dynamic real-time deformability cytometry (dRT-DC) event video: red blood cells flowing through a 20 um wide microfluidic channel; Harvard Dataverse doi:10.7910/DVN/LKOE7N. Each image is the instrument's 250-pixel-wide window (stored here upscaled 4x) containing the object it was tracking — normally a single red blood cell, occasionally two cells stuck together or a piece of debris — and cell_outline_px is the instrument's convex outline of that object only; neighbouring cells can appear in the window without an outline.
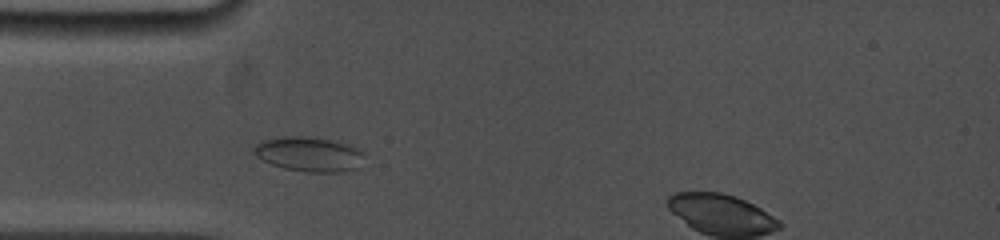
{"species": "common noctule bat (a hibernating species)", "species_latin": "Nyctalus noctula", "temperature_condition": "cold", "stored_images_in_passage": 3, "camera_frame_rate_fps": 5000, "um_per_image_px": 0.085, "animal": {"sex": "female", "body_mass_g": 19.0, "forearm_length_mm": 53.3}, "frame": {"image": 1, "passage_image": 1, "time_ms": 0.0, "image_size_px": [1000, 240], "cell_outline_px": [[360, 168], [340, 172], [308, 172], [284, 168], [272, 164], [256, 156], [252, 148], [256, 144], [264, 140], [284, 136], [304, 136], [328, 140], [344, 144], [356, 148], [360, 152]], "centroid_in_image_um": [26.21, 13.11], "position_along_channel_um": 58.8, "area_um2": 21.73}}